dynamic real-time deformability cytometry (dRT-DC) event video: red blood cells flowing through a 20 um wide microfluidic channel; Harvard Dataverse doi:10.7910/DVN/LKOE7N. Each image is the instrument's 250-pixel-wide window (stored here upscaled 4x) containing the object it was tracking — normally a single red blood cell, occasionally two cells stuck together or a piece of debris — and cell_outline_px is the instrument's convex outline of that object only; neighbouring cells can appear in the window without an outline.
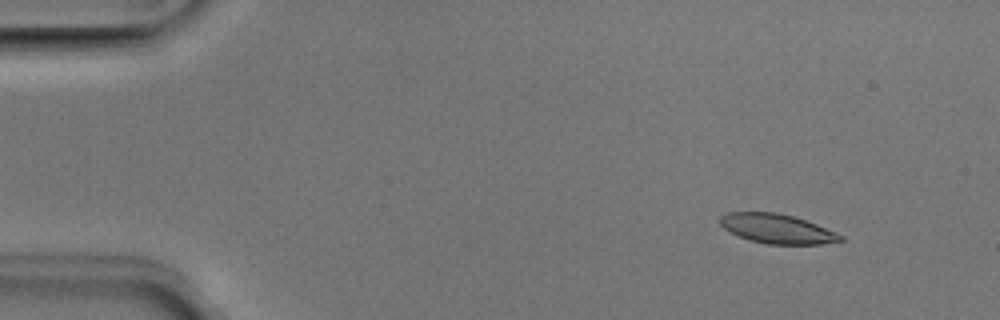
{"species": "Egyptian fruit bat (a non-hibernating species)", "species_latin": "Rousettus aegyptiacus", "temperature_condition": "room temperature", "stored_images_in_passage": 51, "camera_frame_rate_fps": 3000, "um_per_image_px": 0.085, "animal": {"sex": "male"}, "frame": {"image": 1, "passage_image": 5, "time_ms": 1.333, "image_size_px": [1000, 320], "cell_outline_px": [[844, 240], [820, 244], [768, 244], [748, 240], [724, 228], [720, 224], [720, 216], [728, 212], [776, 212], [792, 216], [816, 224], [836, 232], [844, 236]], "centroid_in_image_um": [66.05, 19.44], "position_along_channel_um": 18.9, "area_um2": 20.46}}
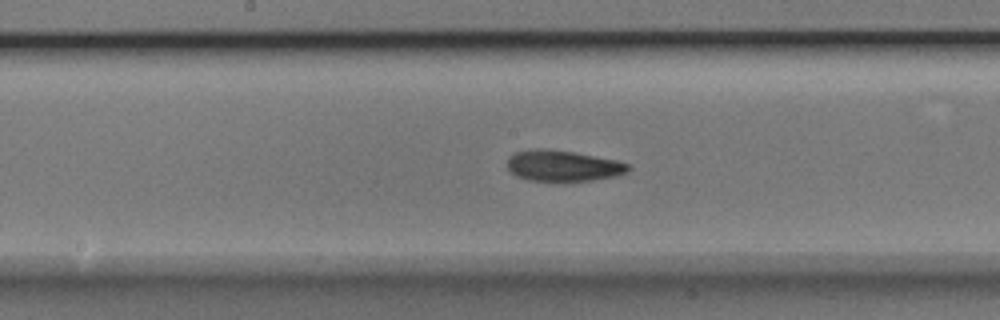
{"frame": {"image": 2, "passage_image": 26, "time_ms": 8.333, "image_size_px": [1000, 320], "cell_outline_px": [[632, 168], [628, 172], [616, 176], [592, 180], [528, 180], [516, 176], [508, 172], [508, 156], [516, 152], [536, 148], [544, 148], [572, 152], [616, 160], [632, 164]], "centroid_in_image_um": [47.86, 14.08], "position_along_channel_um": 200.3, "area_um2": 21.79}}
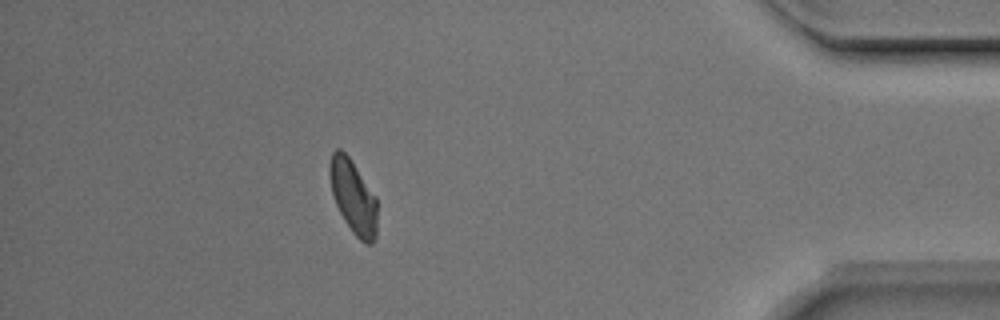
{"frame": {"image": 3, "passage_image": 45, "time_ms": 14.667, "image_size_px": [1000, 320], "cell_outline_px": [[376, 236], [372, 244], [368, 244], [360, 240], [352, 232], [344, 220], [336, 204], [332, 192], [328, 172], [328, 168], [332, 152], [336, 148], [340, 148], [348, 156], [376, 196]], "centroid_in_image_um": [30.01, 16.72], "position_along_channel_um": 405.2, "area_um2": 20.29}, "authors_computed_cell_mechanics": {"area_um2": 21.2126, "velocity_mm_per_s": 3.9548, "shape_relaxation_time_tau1_ms": 5.9828, "shape_relaxation_time_tau2_ms": 4.0539, "deformation_change_tau1": 0.1478, "deformation_change_tau2": 0.0935}}